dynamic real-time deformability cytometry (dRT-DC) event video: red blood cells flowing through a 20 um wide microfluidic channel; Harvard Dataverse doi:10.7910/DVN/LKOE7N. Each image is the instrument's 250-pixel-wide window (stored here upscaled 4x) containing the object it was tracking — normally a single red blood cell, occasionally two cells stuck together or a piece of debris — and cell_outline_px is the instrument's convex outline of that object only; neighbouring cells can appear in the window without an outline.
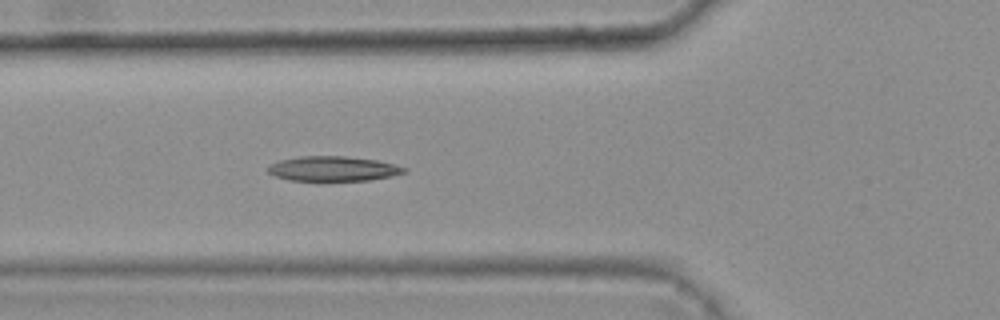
{"species": "common noctule bat (a hibernating species)", "species_latin": "Nyctalus noctula", "temperature_condition": "warm", "stored_images_in_passage": 3, "camera_frame_rate_fps": 3000, "um_per_image_px": 0.085, "animal": {"sex": "female", "body_mass_g": 25.1}, "frame": {"image": 1, "passage_image": 3, "time_ms": 0.667, "image_size_px": [1000, 320], "cell_outline_px": [[408, 172], [392, 176], [368, 180], [288, 180], [276, 176], [268, 172], [268, 164], [280, 160], [300, 156], [344, 156], [376, 160], [408, 168]], "centroid_in_image_um": [28.32, 14.33], "position_along_channel_um": 97.5, "area_um2": 19.59}}